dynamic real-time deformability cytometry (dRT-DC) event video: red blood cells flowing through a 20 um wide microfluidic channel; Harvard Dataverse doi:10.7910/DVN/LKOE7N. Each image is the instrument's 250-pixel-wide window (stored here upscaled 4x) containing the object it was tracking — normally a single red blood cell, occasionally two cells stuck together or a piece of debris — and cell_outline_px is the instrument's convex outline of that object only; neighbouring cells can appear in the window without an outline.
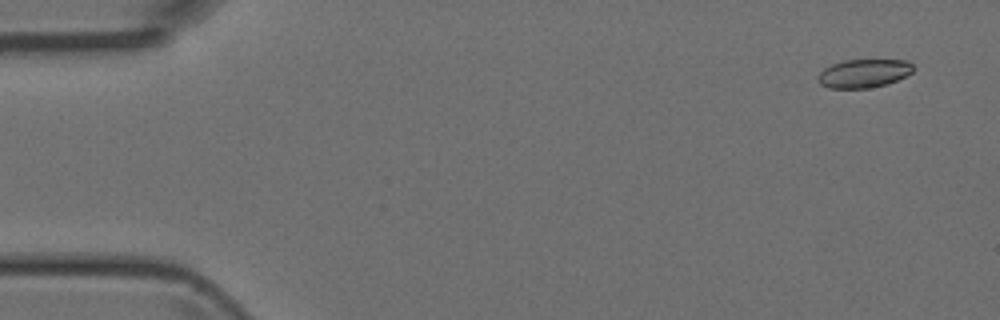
{"species": "Egyptian fruit bat (a non-hibernating species)", "species_latin": "Rousettus aegyptiacus", "temperature_condition": "room temperature", "stored_images_in_passage": 19, "camera_frame_rate_fps": 3000, "um_per_image_px": 0.085, "animal": {"sex": "female"}, "frame": {"image": 1, "passage_image": 3, "time_ms": 0.667, "image_size_px": [1000, 320], "cell_outline_px": [[912, 72], [896, 80], [884, 84], [868, 88], [828, 88], [820, 84], [816, 80], [816, 76], [824, 68], [832, 64], [844, 60], [908, 60], [912, 64]], "centroid_in_image_um": [73.36, 6.23], "position_along_channel_um": 11.6, "area_um2": 15.72}}
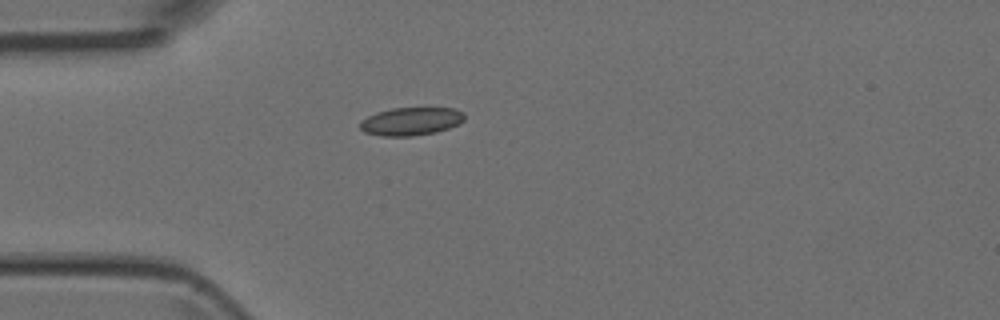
{"frame": {"image": 2, "passage_image": 14, "time_ms": 4.333, "image_size_px": [1000, 320], "cell_outline_px": [[464, 120], [460, 124], [436, 132], [412, 136], [380, 136], [364, 132], [360, 128], [360, 120], [376, 112], [392, 108], [456, 108], [464, 112]], "centroid_in_image_um": [34.94, 10.31], "position_along_channel_um": 50.1, "area_um2": 17.22}}
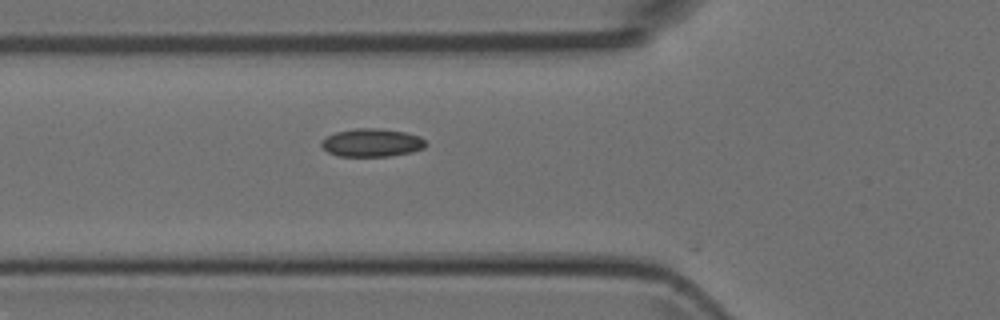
{"frame": {"image": 3, "passage_image": 18, "time_ms": 5.667, "image_size_px": [1000, 320], "cell_outline_px": [[428, 144], [424, 148], [412, 152], [392, 156], [340, 156], [328, 152], [320, 144], [320, 140], [336, 132], [356, 128], [380, 128], [404, 132], [420, 136]], "centroid_in_image_um": [31.62, 12.13], "position_along_channel_um": 94.2, "area_um2": 17.17}}